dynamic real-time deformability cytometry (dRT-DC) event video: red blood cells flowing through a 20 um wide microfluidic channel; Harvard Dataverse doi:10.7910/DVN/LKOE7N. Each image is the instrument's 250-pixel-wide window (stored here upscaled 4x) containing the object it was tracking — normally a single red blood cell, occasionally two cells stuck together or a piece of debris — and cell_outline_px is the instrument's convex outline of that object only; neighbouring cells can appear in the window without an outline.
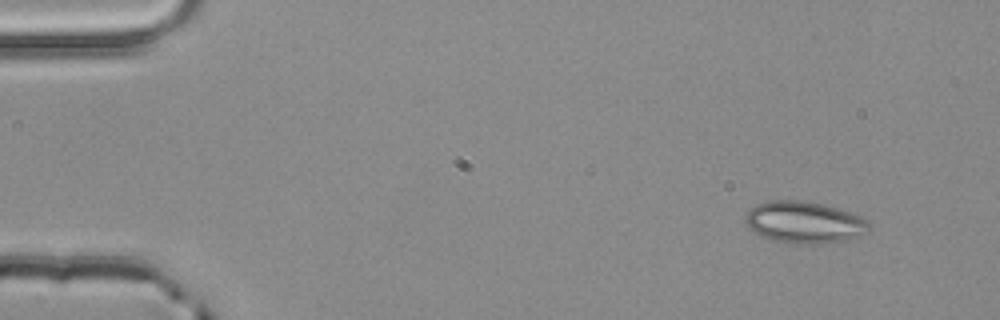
{"species": "common noctule bat (a hibernating species)", "species_latin": "Nyctalus noctula", "temperature_condition": "room temperature", "stored_images_in_passage": 3, "camera_frame_rate_fps": 3000, "um_per_image_px": 0.085, "animal": {"sex": "male", "body_mass_g": 20.4}, "frame": {"image": 1, "passage_image": 1, "time_ms": 0.0, "image_size_px": [1000, 320], "cell_outline_px": [[872, 224], [868, 232], [844, 240], [824, 244], [796, 244], [772, 240], [760, 236], [744, 220], [744, 216], [756, 204], [768, 200], [800, 200], [824, 204], [840, 208], [860, 216], [868, 220]], "centroid_in_image_um": [68.4, 18.89], "position_along_channel_um": 16.6, "area_um2": 30.35}}